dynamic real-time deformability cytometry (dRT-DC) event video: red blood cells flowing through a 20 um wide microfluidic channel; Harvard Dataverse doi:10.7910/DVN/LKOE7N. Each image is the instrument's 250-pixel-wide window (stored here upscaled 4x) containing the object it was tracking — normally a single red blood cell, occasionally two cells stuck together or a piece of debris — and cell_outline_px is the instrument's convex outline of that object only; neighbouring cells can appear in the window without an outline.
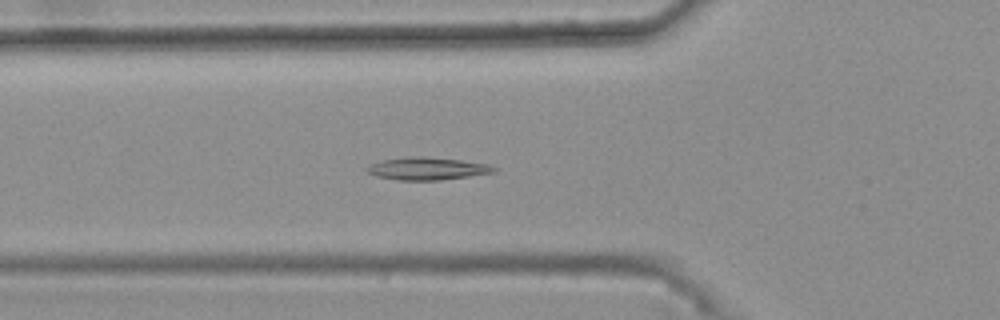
{"species": "common noctule bat (a hibernating species)", "species_latin": "Nyctalus noctula", "temperature_condition": "warm", "stored_images_in_passage": 30, "camera_frame_rate_fps": 3000, "um_per_image_px": 0.085, "animal": {"sex": "female", "body_mass_g": 25.1}, "frame": {"image": 1, "passage_image": 19, "time_ms": 6.0, "image_size_px": [1000, 320], "cell_outline_px": [[496, 172], [440, 180], [400, 180], [376, 176], [368, 172], [364, 168], [372, 164], [384, 160], [408, 156], [424, 156], [460, 160], [484, 164], [496, 168]], "centroid_in_image_um": [36.28, 14.33], "position_along_channel_um": 89.5, "area_um2": 16.42}}
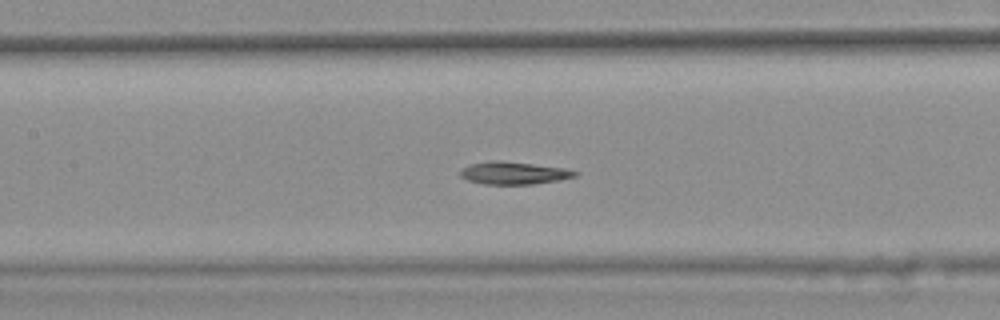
{"frame": {"image": 2, "passage_image": 25, "time_ms": 8.0, "image_size_px": [1000, 320], "cell_outline_px": [[580, 172], [576, 176], [556, 180], [532, 184], [484, 184], [468, 180], [460, 176], [460, 172], [464, 168], [472, 164], [496, 160], [500, 160], [564, 168]], "centroid_in_image_um": [43.68, 14.71], "position_along_channel_um": 163.7, "area_um2": 14.74}}
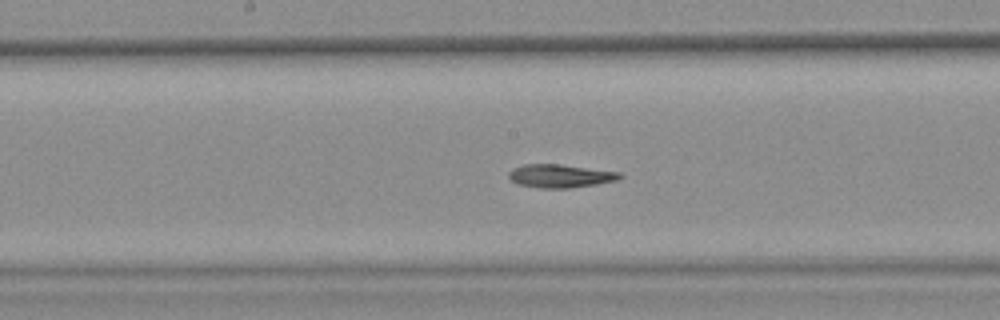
{"frame": {"image": 3, "passage_image": 28, "time_ms": 9.0, "image_size_px": [1000, 320], "cell_outline_px": [[624, 176], [620, 180], [572, 188], [540, 188], [520, 184], [512, 180], [508, 176], [508, 172], [512, 168], [524, 164], [560, 164], [620, 172]], "centroid_in_image_um": [47.66, 14.95], "position_along_channel_um": 200.5, "area_um2": 15.14}}